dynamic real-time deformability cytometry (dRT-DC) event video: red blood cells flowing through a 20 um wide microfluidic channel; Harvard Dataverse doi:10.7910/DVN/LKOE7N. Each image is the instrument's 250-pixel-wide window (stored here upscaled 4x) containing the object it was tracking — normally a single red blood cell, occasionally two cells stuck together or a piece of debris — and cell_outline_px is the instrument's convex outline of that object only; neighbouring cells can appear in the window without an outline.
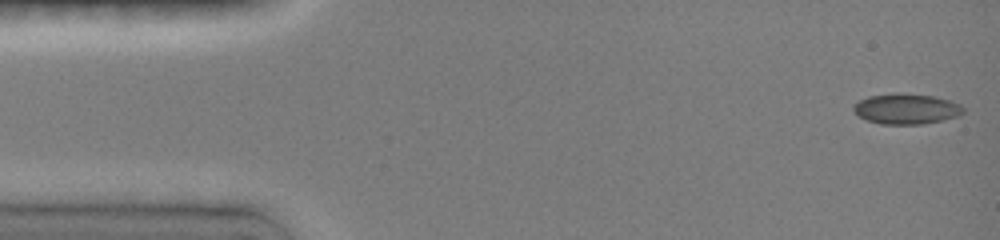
{"species": "common noctule bat (a hibernating species)", "species_latin": "Nyctalus noctula", "temperature_condition": "room temperature", "stored_images_in_passage": 47, "camera_frame_rate_fps": 3000, "um_per_image_px": 0.085, "animal": {"sex": "female", "body_mass_g": 19.0, "forearm_length_mm": 51.5}, "frame": {"image": 1, "passage_image": 1, "time_ms": 0.0, "image_size_px": [1000, 240], "cell_outline_px": [[964, 112], [960, 116], [920, 124], [880, 124], [868, 120], [860, 116], [852, 108], [852, 104], [868, 96], [896, 92], [936, 96], [960, 104], [964, 108]], "centroid_in_image_um": [77.04, 9.23], "position_along_channel_um": 8.0, "area_um2": 19.54}}
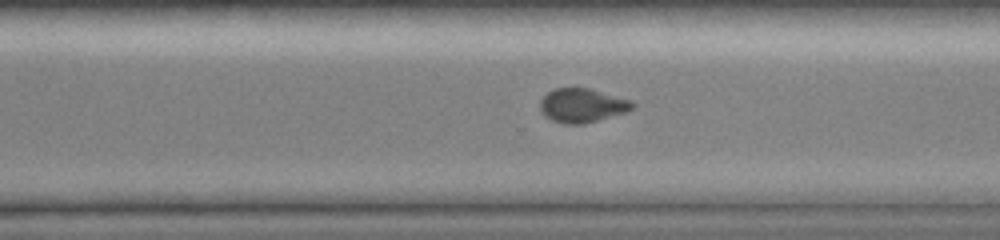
{"frame": {"image": 2, "passage_image": 33, "time_ms": 10.667, "image_size_px": [1000, 240], "cell_outline_px": [[636, 104], [632, 108], [624, 112], [584, 124], [564, 124], [552, 120], [544, 116], [540, 108], [540, 100], [548, 92], [556, 88], [588, 88], [632, 100]], "centroid_in_image_um": [49.47, 8.96], "position_along_channel_um": 321.1, "area_um2": 18.15}}
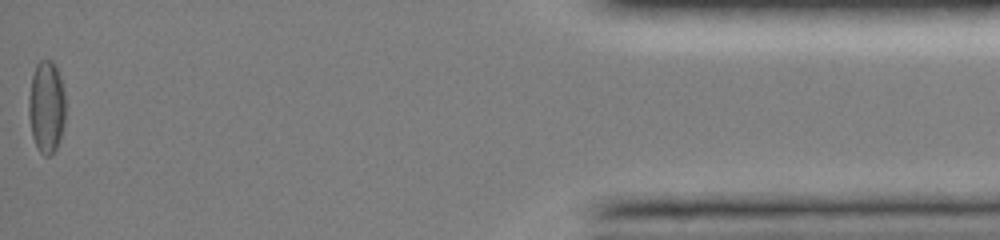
{"frame": {"image": 3, "passage_image": 47, "time_ms": 15.333, "image_size_px": [1000, 240], "cell_outline_px": [[64, 124], [56, 148], [48, 156], [44, 156], [36, 148], [32, 136], [28, 116], [28, 96], [32, 76], [36, 64], [40, 60], [52, 60], [56, 64], [64, 88]], "centroid_in_image_um": [3.93, 9.06], "position_along_channel_um": 431.3, "area_um2": 20.0}, "authors_computed_cell_mechanics": {"area_um2": 19.074, "velocity_mm_per_s": 4.0268, "shape_relaxation_time_tau1_ms": 7.3357, "shape_relaxation_time_tau2_ms": 3.449, "deformation_change_tau1": 0.1462, "deformation_change_tau2": 0.0646}}